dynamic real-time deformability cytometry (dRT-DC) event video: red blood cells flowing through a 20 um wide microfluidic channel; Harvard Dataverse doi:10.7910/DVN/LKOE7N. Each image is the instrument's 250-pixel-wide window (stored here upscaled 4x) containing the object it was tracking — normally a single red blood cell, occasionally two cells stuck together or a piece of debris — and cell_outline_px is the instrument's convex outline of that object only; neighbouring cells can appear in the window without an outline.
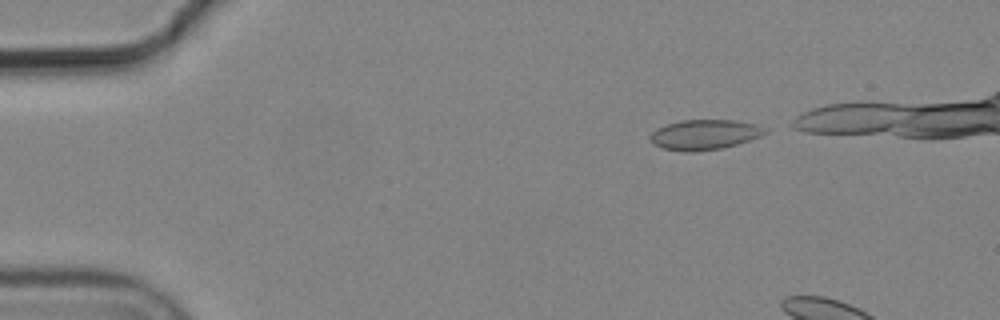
{"species": "common noctule bat (a hibernating species)", "species_latin": "Nyctalus noctula", "temperature_condition": "cold", "stored_images_in_passage": 3, "camera_frame_rate_fps": 3000, "um_per_image_px": 0.085, "animal": {"sex": "male", "body_mass_g": 19.2, "forearm_length_mm": 51.8}, "frame": {"image": 1, "passage_image": 1, "time_ms": 0.0, "image_size_px": [1000, 320], "cell_outline_px": [[768, 132], [760, 136], [736, 144], [720, 148], [692, 152], [684, 152], [660, 148], [652, 144], [648, 136], [656, 128], [680, 120], [736, 120], [756, 124], [768, 128]], "centroid_in_image_um": [59.85, 11.44], "position_along_channel_um": 25.1, "area_um2": 20.29}}